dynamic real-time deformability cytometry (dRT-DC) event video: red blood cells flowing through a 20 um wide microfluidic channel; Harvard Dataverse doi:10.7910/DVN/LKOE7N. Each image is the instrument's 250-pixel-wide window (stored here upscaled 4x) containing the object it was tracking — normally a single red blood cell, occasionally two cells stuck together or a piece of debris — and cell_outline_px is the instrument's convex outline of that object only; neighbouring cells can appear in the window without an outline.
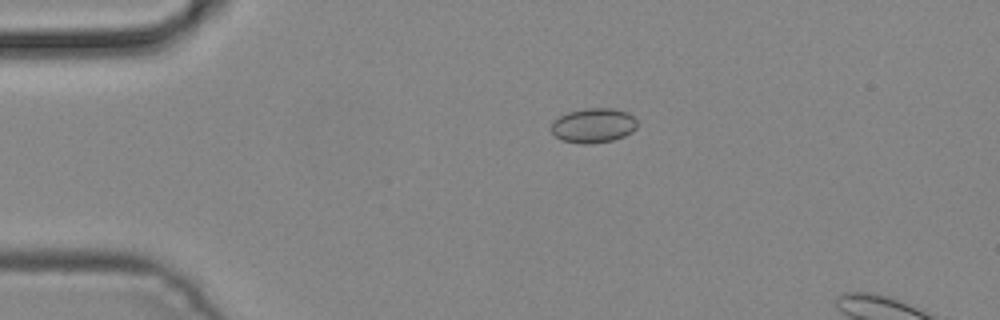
{"species": "common noctule bat (a hibernating species)", "species_latin": "Nyctalus noctula", "temperature_condition": "cold", "stored_images_in_passage": 2, "camera_frame_rate_fps": 3000, "um_per_image_px": 0.085, "animal": {"sex": "male", "body_mass_g": 19.2, "forearm_length_mm": 51.8}, "frame": {"image": 1, "passage_image": 1, "time_ms": 0.0, "image_size_px": [1000, 320], "cell_outline_px": [[636, 128], [632, 132], [624, 136], [612, 140], [584, 144], [564, 140], [556, 136], [548, 128], [552, 120], [568, 112], [584, 108], [612, 108], [628, 112], [636, 120]], "centroid_in_image_um": [50.41, 10.64], "position_along_channel_um": 34.6, "area_um2": 17.34}}